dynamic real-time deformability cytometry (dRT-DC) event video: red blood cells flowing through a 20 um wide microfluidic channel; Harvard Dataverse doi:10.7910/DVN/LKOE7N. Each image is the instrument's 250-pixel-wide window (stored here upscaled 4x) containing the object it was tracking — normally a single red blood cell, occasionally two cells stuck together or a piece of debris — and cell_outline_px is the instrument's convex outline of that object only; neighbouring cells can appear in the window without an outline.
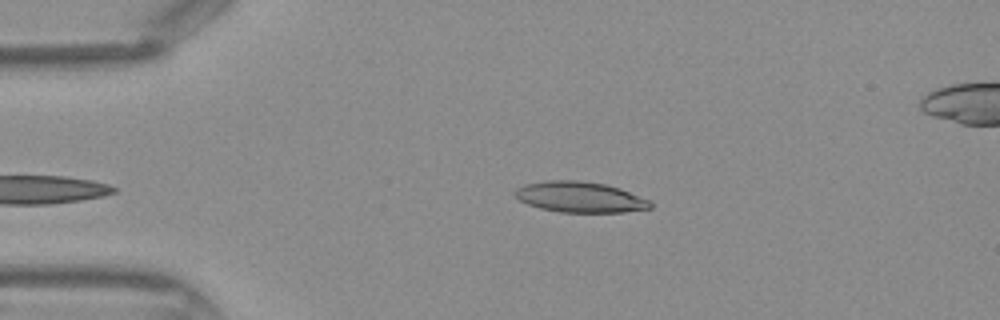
{"species": "Egyptian fruit bat (a non-hibernating species)", "species_latin": "Rousettus aegyptiacus", "temperature_condition": "warm", "stored_images_in_passage": 32, "camera_frame_rate_fps": 3000, "um_per_image_px": 0.085, "frame": {"image": 1, "passage_image": 2, "time_ms": 0.333, "image_size_px": [1000, 320], "cell_outline_px": [[652, 208], [624, 212], [560, 212], [540, 208], [528, 204], [520, 200], [512, 192], [516, 188], [524, 184], [544, 180], [580, 180], [604, 184], [620, 188], [648, 200], [652, 204]], "centroid_in_image_um": [49.26, 16.74], "position_along_channel_um": 35.7, "area_um2": 24.22}}
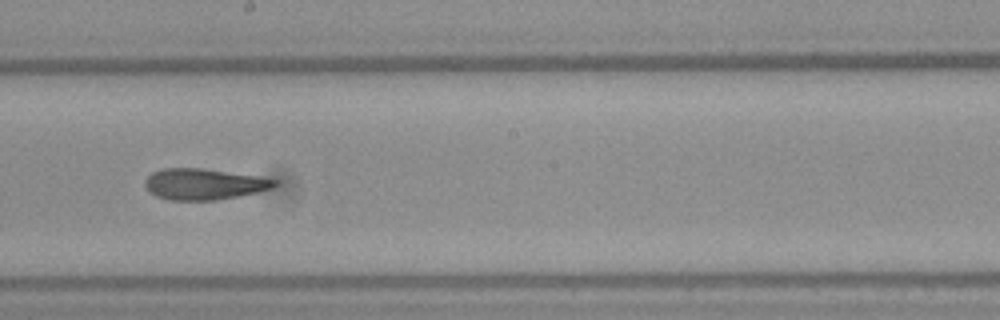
{"frame": {"image": 2, "passage_image": 17, "time_ms": 5.333, "image_size_px": [1000, 320], "cell_outline_px": [[280, 184], [272, 188], [256, 192], [216, 200], [168, 200], [156, 196], [144, 184], [144, 180], [152, 172], [164, 168], [204, 168], [256, 176], [280, 180]], "centroid_in_image_um": [17.35, 15.64], "position_along_channel_um": 230.8, "area_um2": 23.41}}
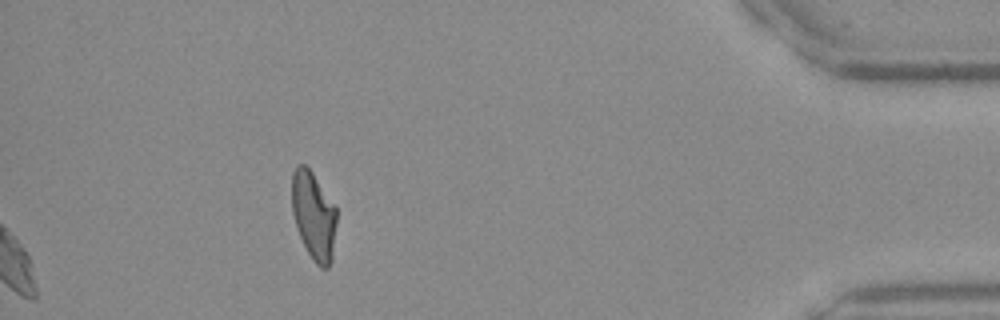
{"frame": {"image": 3, "passage_image": 32, "time_ms": 10.333, "image_size_px": [1000, 320], "cell_outline_px": [[336, 224], [332, 260], [328, 268], [320, 268], [312, 260], [296, 228], [292, 212], [292, 172], [296, 164], [304, 164], [312, 172], [336, 208]], "centroid_in_image_um": [26.65, 18.34], "position_along_channel_um": 408.6, "area_um2": 22.95}}